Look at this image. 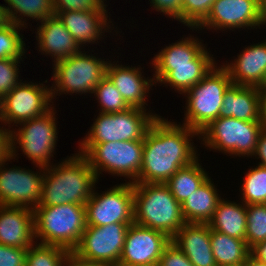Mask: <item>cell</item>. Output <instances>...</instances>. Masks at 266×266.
Listing matches in <instances>:
<instances>
[{
    "instance_id": "obj_1",
    "label": "cell",
    "mask_w": 266,
    "mask_h": 266,
    "mask_svg": "<svg viewBox=\"0 0 266 266\" xmlns=\"http://www.w3.org/2000/svg\"><path fill=\"white\" fill-rule=\"evenodd\" d=\"M200 133L185 125L157 117L143 140L142 166L134 183H165L198 156L191 138Z\"/></svg>"
},
{
    "instance_id": "obj_2",
    "label": "cell",
    "mask_w": 266,
    "mask_h": 266,
    "mask_svg": "<svg viewBox=\"0 0 266 266\" xmlns=\"http://www.w3.org/2000/svg\"><path fill=\"white\" fill-rule=\"evenodd\" d=\"M97 176L87 159L79 152L45 168L41 200L36 207L63 204L85 205L90 199Z\"/></svg>"
},
{
    "instance_id": "obj_3",
    "label": "cell",
    "mask_w": 266,
    "mask_h": 266,
    "mask_svg": "<svg viewBox=\"0 0 266 266\" xmlns=\"http://www.w3.org/2000/svg\"><path fill=\"white\" fill-rule=\"evenodd\" d=\"M134 222L165 233L171 239L186 223L181 204L165 183H132Z\"/></svg>"
},
{
    "instance_id": "obj_4",
    "label": "cell",
    "mask_w": 266,
    "mask_h": 266,
    "mask_svg": "<svg viewBox=\"0 0 266 266\" xmlns=\"http://www.w3.org/2000/svg\"><path fill=\"white\" fill-rule=\"evenodd\" d=\"M34 236L40 243L73 252L87 227L85 205L63 204L35 207Z\"/></svg>"
},
{
    "instance_id": "obj_5",
    "label": "cell",
    "mask_w": 266,
    "mask_h": 266,
    "mask_svg": "<svg viewBox=\"0 0 266 266\" xmlns=\"http://www.w3.org/2000/svg\"><path fill=\"white\" fill-rule=\"evenodd\" d=\"M232 84L228 70L221 65L211 71L196 85L186 91L184 123L199 133L220 117L225 91Z\"/></svg>"
},
{
    "instance_id": "obj_6",
    "label": "cell",
    "mask_w": 266,
    "mask_h": 266,
    "mask_svg": "<svg viewBox=\"0 0 266 266\" xmlns=\"http://www.w3.org/2000/svg\"><path fill=\"white\" fill-rule=\"evenodd\" d=\"M79 146V153L87 159L97 178L103 171L105 173L107 171L114 176L127 177L130 179V183L137 180L142 166L143 140L81 144Z\"/></svg>"
},
{
    "instance_id": "obj_7",
    "label": "cell",
    "mask_w": 266,
    "mask_h": 266,
    "mask_svg": "<svg viewBox=\"0 0 266 266\" xmlns=\"http://www.w3.org/2000/svg\"><path fill=\"white\" fill-rule=\"evenodd\" d=\"M83 52L85 51L53 63L54 85L50 88L51 99L61 93L92 94L94 88L106 76L109 61Z\"/></svg>"
},
{
    "instance_id": "obj_8",
    "label": "cell",
    "mask_w": 266,
    "mask_h": 266,
    "mask_svg": "<svg viewBox=\"0 0 266 266\" xmlns=\"http://www.w3.org/2000/svg\"><path fill=\"white\" fill-rule=\"evenodd\" d=\"M263 128L261 121L219 117L200 132V138L204 142L203 145L211 150L249 157L255 152Z\"/></svg>"
},
{
    "instance_id": "obj_9",
    "label": "cell",
    "mask_w": 266,
    "mask_h": 266,
    "mask_svg": "<svg viewBox=\"0 0 266 266\" xmlns=\"http://www.w3.org/2000/svg\"><path fill=\"white\" fill-rule=\"evenodd\" d=\"M148 109L130 107L117 113H100L79 144L144 140L150 125L161 117Z\"/></svg>"
},
{
    "instance_id": "obj_10",
    "label": "cell",
    "mask_w": 266,
    "mask_h": 266,
    "mask_svg": "<svg viewBox=\"0 0 266 266\" xmlns=\"http://www.w3.org/2000/svg\"><path fill=\"white\" fill-rule=\"evenodd\" d=\"M54 106L44 115L19 123L18 131H10L11 157H17V148L35 163L36 166L47 168L51 166L58 138ZM22 124V125H21ZM17 140V141H16Z\"/></svg>"
},
{
    "instance_id": "obj_11",
    "label": "cell",
    "mask_w": 266,
    "mask_h": 266,
    "mask_svg": "<svg viewBox=\"0 0 266 266\" xmlns=\"http://www.w3.org/2000/svg\"><path fill=\"white\" fill-rule=\"evenodd\" d=\"M87 226L134 222V191L130 182L99 193L93 190L85 203Z\"/></svg>"
},
{
    "instance_id": "obj_12",
    "label": "cell",
    "mask_w": 266,
    "mask_h": 266,
    "mask_svg": "<svg viewBox=\"0 0 266 266\" xmlns=\"http://www.w3.org/2000/svg\"><path fill=\"white\" fill-rule=\"evenodd\" d=\"M131 224L87 226L73 253L86 261L118 266L126 233Z\"/></svg>"
},
{
    "instance_id": "obj_13",
    "label": "cell",
    "mask_w": 266,
    "mask_h": 266,
    "mask_svg": "<svg viewBox=\"0 0 266 266\" xmlns=\"http://www.w3.org/2000/svg\"><path fill=\"white\" fill-rule=\"evenodd\" d=\"M12 159L9 156L0 162V205L27 207L33 210L41 200L45 168L36 166L42 173H34L31 169H22L19 166L5 168V162Z\"/></svg>"
},
{
    "instance_id": "obj_14",
    "label": "cell",
    "mask_w": 266,
    "mask_h": 266,
    "mask_svg": "<svg viewBox=\"0 0 266 266\" xmlns=\"http://www.w3.org/2000/svg\"><path fill=\"white\" fill-rule=\"evenodd\" d=\"M51 90L43 83L21 82L3 97V123L16 124L44 115L52 107Z\"/></svg>"
},
{
    "instance_id": "obj_15",
    "label": "cell",
    "mask_w": 266,
    "mask_h": 266,
    "mask_svg": "<svg viewBox=\"0 0 266 266\" xmlns=\"http://www.w3.org/2000/svg\"><path fill=\"white\" fill-rule=\"evenodd\" d=\"M170 242L171 238L165 233L133 222L128 227L118 266L158 264Z\"/></svg>"
},
{
    "instance_id": "obj_16",
    "label": "cell",
    "mask_w": 266,
    "mask_h": 266,
    "mask_svg": "<svg viewBox=\"0 0 266 266\" xmlns=\"http://www.w3.org/2000/svg\"><path fill=\"white\" fill-rule=\"evenodd\" d=\"M264 25L257 0H216L207 17L196 27L198 29H254ZM198 28V29H197Z\"/></svg>"
},
{
    "instance_id": "obj_17",
    "label": "cell",
    "mask_w": 266,
    "mask_h": 266,
    "mask_svg": "<svg viewBox=\"0 0 266 266\" xmlns=\"http://www.w3.org/2000/svg\"><path fill=\"white\" fill-rule=\"evenodd\" d=\"M237 57L230 64L222 63L233 84L260 88L266 83V39L245 47Z\"/></svg>"
},
{
    "instance_id": "obj_18",
    "label": "cell",
    "mask_w": 266,
    "mask_h": 266,
    "mask_svg": "<svg viewBox=\"0 0 266 266\" xmlns=\"http://www.w3.org/2000/svg\"><path fill=\"white\" fill-rule=\"evenodd\" d=\"M34 240L33 210L0 205V244L28 249Z\"/></svg>"
},
{
    "instance_id": "obj_19",
    "label": "cell",
    "mask_w": 266,
    "mask_h": 266,
    "mask_svg": "<svg viewBox=\"0 0 266 266\" xmlns=\"http://www.w3.org/2000/svg\"><path fill=\"white\" fill-rule=\"evenodd\" d=\"M113 63L111 61L108 62L106 75L114 83L130 107L145 109V105H148L145 96H147L149 90L155 84L154 79L142 76V69L138 66L136 68L122 64L117 65L115 61Z\"/></svg>"
},
{
    "instance_id": "obj_20",
    "label": "cell",
    "mask_w": 266,
    "mask_h": 266,
    "mask_svg": "<svg viewBox=\"0 0 266 266\" xmlns=\"http://www.w3.org/2000/svg\"><path fill=\"white\" fill-rule=\"evenodd\" d=\"M83 50V44L97 43L112 28L107 11H65L54 12ZM109 21V22H107ZM107 27V29H106ZM104 29V30H103ZM108 30V31H107ZM97 41V42H96Z\"/></svg>"
},
{
    "instance_id": "obj_21",
    "label": "cell",
    "mask_w": 266,
    "mask_h": 266,
    "mask_svg": "<svg viewBox=\"0 0 266 266\" xmlns=\"http://www.w3.org/2000/svg\"><path fill=\"white\" fill-rule=\"evenodd\" d=\"M206 50L192 65L154 66L155 83L167 84L179 94H184L202 80L217 64Z\"/></svg>"
},
{
    "instance_id": "obj_22",
    "label": "cell",
    "mask_w": 266,
    "mask_h": 266,
    "mask_svg": "<svg viewBox=\"0 0 266 266\" xmlns=\"http://www.w3.org/2000/svg\"><path fill=\"white\" fill-rule=\"evenodd\" d=\"M208 224L185 223L171 241L179 247L194 266H217Z\"/></svg>"
},
{
    "instance_id": "obj_23",
    "label": "cell",
    "mask_w": 266,
    "mask_h": 266,
    "mask_svg": "<svg viewBox=\"0 0 266 266\" xmlns=\"http://www.w3.org/2000/svg\"><path fill=\"white\" fill-rule=\"evenodd\" d=\"M36 35L39 52L51 55L54 63L81 51V47L56 15L42 20Z\"/></svg>"
},
{
    "instance_id": "obj_24",
    "label": "cell",
    "mask_w": 266,
    "mask_h": 266,
    "mask_svg": "<svg viewBox=\"0 0 266 266\" xmlns=\"http://www.w3.org/2000/svg\"><path fill=\"white\" fill-rule=\"evenodd\" d=\"M220 117L261 121L259 88L232 83L225 91Z\"/></svg>"
},
{
    "instance_id": "obj_25",
    "label": "cell",
    "mask_w": 266,
    "mask_h": 266,
    "mask_svg": "<svg viewBox=\"0 0 266 266\" xmlns=\"http://www.w3.org/2000/svg\"><path fill=\"white\" fill-rule=\"evenodd\" d=\"M217 189L209 177L200 188L194 191L181 204L182 215L186 223L207 224L212 218L221 199ZM220 196V197H219Z\"/></svg>"
},
{
    "instance_id": "obj_26",
    "label": "cell",
    "mask_w": 266,
    "mask_h": 266,
    "mask_svg": "<svg viewBox=\"0 0 266 266\" xmlns=\"http://www.w3.org/2000/svg\"><path fill=\"white\" fill-rule=\"evenodd\" d=\"M232 202L221 198L207 224L212 230L245 240L247 226L246 205L243 202H241L242 204Z\"/></svg>"
},
{
    "instance_id": "obj_27",
    "label": "cell",
    "mask_w": 266,
    "mask_h": 266,
    "mask_svg": "<svg viewBox=\"0 0 266 266\" xmlns=\"http://www.w3.org/2000/svg\"><path fill=\"white\" fill-rule=\"evenodd\" d=\"M169 44L154 56L153 66H182L192 65L207 49L198 38H184Z\"/></svg>"
},
{
    "instance_id": "obj_28",
    "label": "cell",
    "mask_w": 266,
    "mask_h": 266,
    "mask_svg": "<svg viewBox=\"0 0 266 266\" xmlns=\"http://www.w3.org/2000/svg\"><path fill=\"white\" fill-rule=\"evenodd\" d=\"M210 240L217 266L241 264L251 255V248L246 240L230 237L212 229Z\"/></svg>"
},
{
    "instance_id": "obj_29",
    "label": "cell",
    "mask_w": 266,
    "mask_h": 266,
    "mask_svg": "<svg viewBox=\"0 0 266 266\" xmlns=\"http://www.w3.org/2000/svg\"><path fill=\"white\" fill-rule=\"evenodd\" d=\"M208 178L207 172L202 168L197 158L191 164L180 168L165 184L175 199L183 204Z\"/></svg>"
},
{
    "instance_id": "obj_30",
    "label": "cell",
    "mask_w": 266,
    "mask_h": 266,
    "mask_svg": "<svg viewBox=\"0 0 266 266\" xmlns=\"http://www.w3.org/2000/svg\"><path fill=\"white\" fill-rule=\"evenodd\" d=\"M8 3L6 10L10 22L26 28L27 23L22 19L30 17L36 21L54 16L52 0H4ZM18 14V15H17ZM21 15V16H20ZM26 23V24H25Z\"/></svg>"
},
{
    "instance_id": "obj_31",
    "label": "cell",
    "mask_w": 266,
    "mask_h": 266,
    "mask_svg": "<svg viewBox=\"0 0 266 266\" xmlns=\"http://www.w3.org/2000/svg\"><path fill=\"white\" fill-rule=\"evenodd\" d=\"M243 180L242 202L245 205L266 204V167L258 164L249 169Z\"/></svg>"
},
{
    "instance_id": "obj_32",
    "label": "cell",
    "mask_w": 266,
    "mask_h": 266,
    "mask_svg": "<svg viewBox=\"0 0 266 266\" xmlns=\"http://www.w3.org/2000/svg\"><path fill=\"white\" fill-rule=\"evenodd\" d=\"M34 244L27 250L26 266H63L68 250L54 245Z\"/></svg>"
},
{
    "instance_id": "obj_33",
    "label": "cell",
    "mask_w": 266,
    "mask_h": 266,
    "mask_svg": "<svg viewBox=\"0 0 266 266\" xmlns=\"http://www.w3.org/2000/svg\"><path fill=\"white\" fill-rule=\"evenodd\" d=\"M92 94L97 97L96 100L100 104V113H117L130 108L107 75L94 88Z\"/></svg>"
},
{
    "instance_id": "obj_34",
    "label": "cell",
    "mask_w": 266,
    "mask_h": 266,
    "mask_svg": "<svg viewBox=\"0 0 266 266\" xmlns=\"http://www.w3.org/2000/svg\"><path fill=\"white\" fill-rule=\"evenodd\" d=\"M245 240L250 248L266 240V204L246 205Z\"/></svg>"
},
{
    "instance_id": "obj_35",
    "label": "cell",
    "mask_w": 266,
    "mask_h": 266,
    "mask_svg": "<svg viewBox=\"0 0 266 266\" xmlns=\"http://www.w3.org/2000/svg\"><path fill=\"white\" fill-rule=\"evenodd\" d=\"M22 26L10 23L0 29V59H22L25 54V43L20 35ZM19 32V33H18Z\"/></svg>"
},
{
    "instance_id": "obj_36",
    "label": "cell",
    "mask_w": 266,
    "mask_h": 266,
    "mask_svg": "<svg viewBox=\"0 0 266 266\" xmlns=\"http://www.w3.org/2000/svg\"><path fill=\"white\" fill-rule=\"evenodd\" d=\"M216 0H182V24L196 28L209 14Z\"/></svg>"
},
{
    "instance_id": "obj_37",
    "label": "cell",
    "mask_w": 266,
    "mask_h": 266,
    "mask_svg": "<svg viewBox=\"0 0 266 266\" xmlns=\"http://www.w3.org/2000/svg\"><path fill=\"white\" fill-rule=\"evenodd\" d=\"M22 59H0V95L4 97L12 91L20 82L18 73L20 71L18 63Z\"/></svg>"
},
{
    "instance_id": "obj_38",
    "label": "cell",
    "mask_w": 266,
    "mask_h": 266,
    "mask_svg": "<svg viewBox=\"0 0 266 266\" xmlns=\"http://www.w3.org/2000/svg\"><path fill=\"white\" fill-rule=\"evenodd\" d=\"M105 0H52L54 12L106 11Z\"/></svg>"
},
{
    "instance_id": "obj_39",
    "label": "cell",
    "mask_w": 266,
    "mask_h": 266,
    "mask_svg": "<svg viewBox=\"0 0 266 266\" xmlns=\"http://www.w3.org/2000/svg\"><path fill=\"white\" fill-rule=\"evenodd\" d=\"M158 266H194L172 241L164 248Z\"/></svg>"
},
{
    "instance_id": "obj_40",
    "label": "cell",
    "mask_w": 266,
    "mask_h": 266,
    "mask_svg": "<svg viewBox=\"0 0 266 266\" xmlns=\"http://www.w3.org/2000/svg\"><path fill=\"white\" fill-rule=\"evenodd\" d=\"M27 250L0 244V266H26Z\"/></svg>"
},
{
    "instance_id": "obj_41",
    "label": "cell",
    "mask_w": 266,
    "mask_h": 266,
    "mask_svg": "<svg viewBox=\"0 0 266 266\" xmlns=\"http://www.w3.org/2000/svg\"><path fill=\"white\" fill-rule=\"evenodd\" d=\"M153 9L182 23V0H151Z\"/></svg>"
},
{
    "instance_id": "obj_42",
    "label": "cell",
    "mask_w": 266,
    "mask_h": 266,
    "mask_svg": "<svg viewBox=\"0 0 266 266\" xmlns=\"http://www.w3.org/2000/svg\"><path fill=\"white\" fill-rule=\"evenodd\" d=\"M0 127V162L11 156L10 129Z\"/></svg>"
},
{
    "instance_id": "obj_43",
    "label": "cell",
    "mask_w": 266,
    "mask_h": 266,
    "mask_svg": "<svg viewBox=\"0 0 266 266\" xmlns=\"http://www.w3.org/2000/svg\"><path fill=\"white\" fill-rule=\"evenodd\" d=\"M258 157L261 160L259 165L266 167V128H263L259 137L253 157Z\"/></svg>"
},
{
    "instance_id": "obj_44",
    "label": "cell",
    "mask_w": 266,
    "mask_h": 266,
    "mask_svg": "<svg viewBox=\"0 0 266 266\" xmlns=\"http://www.w3.org/2000/svg\"><path fill=\"white\" fill-rule=\"evenodd\" d=\"M63 266H112L105 263L90 262L83 259H80L73 252H69L67 255Z\"/></svg>"
},
{
    "instance_id": "obj_45",
    "label": "cell",
    "mask_w": 266,
    "mask_h": 266,
    "mask_svg": "<svg viewBox=\"0 0 266 266\" xmlns=\"http://www.w3.org/2000/svg\"><path fill=\"white\" fill-rule=\"evenodd\" d=\"M251 255L256 258L258 261L266 263V240L260 243H257L254 247L251 248Z\"/></svg>"
},
{
    "instance_id": "obj_46",
    "label": "cell",
    "mask_w": 266,
    "mask_h": 266,
    "mask_svg": "<svg viewBox=\"0 0 266 266\" xmlns=\"http://www.w3.org/2000/svg\"><path fill=\"white\" fill-rule=\"evenodd\" d=\"M260 104H261V123L266 128V83L260 88Z\"/></svg>"
},
{
    "instance_id": "obj_47",
    "label": "cell",
    "mask_w": 266,
    "mask_h": 266,
    "mask_svg": "<svg viewBox=\"0 0 266 266\" xmlns=\"http://www.w3.org/2000/svg\"><path fill=\"white\" fill-rule=\"evenodd\" d=\"M10 19L8 16V12L6 10V6L0 5V29L4 28L5 26L9 25Z\"/></svg>"
},
{
    "instance_id": "obj_48",
    "label": "cell",
    "mask_w": 266,
    "mask_h": 266,
    "mask_svg": "<svg viewBox=\"0 0 266 266\" xmlns=\"http://www.w3.org/2000/svg\"><path fill=\"white\" fill-rule=\"evenodd\" d=\"M257 2H258L259 15L264 25H266V0H257Z\"/></svg>"
},
{
    "instance_id": "obj_49",
    "label": "cell",
    "mask_w": 266,
    "mask_h": 266,
    "mask_svg": "<svg viewBox=\"0 0 266 266\" xmlns=\"http://www.w3.org/2000/svg\"><path fill=\"white\" fill-rule=\"evenodd\" d=\"M246 266H266V263L258 261L252 255H250L249 258L246 260Z\"/></svg>"
},
{
    "instance_id": "obj_50",
    "label": "cell",
    "mask_w": 266,
    "mask_h": 266,
    "mask_svg": "<svg viewBox=\"0 0 266 266\" xmlns=\"http://www.w3.org/2000/svg\"><path fill=\"white\" fill-rule=\"evenodd\" d=\"M0 122H3V97L0 95Z\"/></svg>"
},
{
    "instance_id": "obj_51",
    "label": "cell",
    "mask_w": 266,
    "mask_h": 266,
    "mask_svg": "<svg viewBox=\"0 0 266 266\" xmlns=\"http://www.w3.org/2000/svg\"><path fill=\"white\" fill-rule=\"evenodd\" d=\"M223 266H246V262L236 265H223Z\"/></svg>"
},
{
    "instance_id": "obj_52",
    "label": "cell",
    "mask_w": 266,
    "mask_h": 266,
    "mask_svg": "<svg viewBox=\"0 0 266 266\" xmlns=\"http://www.w3.org/2000/svg\"><path fill=\"white\" fill-rule=\"evenodd\" d=\"M145 266H158V264L145 265Z\"/></svg>"
}]
</instances>
